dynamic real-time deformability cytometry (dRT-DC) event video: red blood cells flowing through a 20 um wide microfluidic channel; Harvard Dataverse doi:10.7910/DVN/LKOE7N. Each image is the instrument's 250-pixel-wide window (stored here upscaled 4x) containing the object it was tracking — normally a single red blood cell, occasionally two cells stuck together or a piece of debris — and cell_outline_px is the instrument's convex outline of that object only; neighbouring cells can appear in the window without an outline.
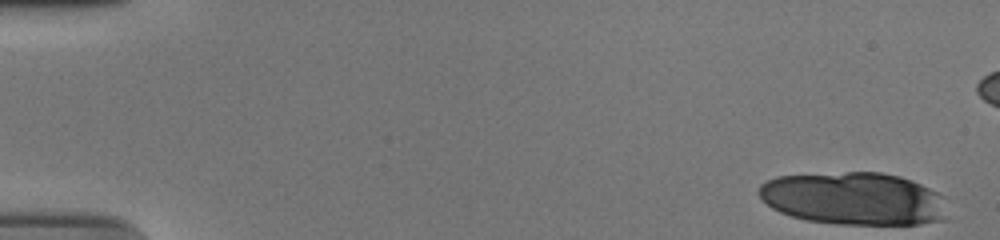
{"species": "human", "species_latin": "Homo sapiens", "temperature_condition": "cold", "stored_images_in_passage": 19, "camera_frame_rate_fps": 3000, "um_per_image_px": 0.085, "donor": {"sex": "male"}, "frame": {"image": 1, "passage_image": 1, "time_ms": 0.0, "image_size_px": [1000, 240], "cell_outline_px": [[948, 220], [920, 224], [836, 224], [804, 220], [780, 212], [772, 208], [756, 192], [760, 184], [776, 176], [848, 172], [880, 172], [900, 176], [912, 180], [944, 196]], "centroid_in_image_um": [72.6, 16.89], "position_along_channel_um": 12.4, "area_um2": 58.32}}